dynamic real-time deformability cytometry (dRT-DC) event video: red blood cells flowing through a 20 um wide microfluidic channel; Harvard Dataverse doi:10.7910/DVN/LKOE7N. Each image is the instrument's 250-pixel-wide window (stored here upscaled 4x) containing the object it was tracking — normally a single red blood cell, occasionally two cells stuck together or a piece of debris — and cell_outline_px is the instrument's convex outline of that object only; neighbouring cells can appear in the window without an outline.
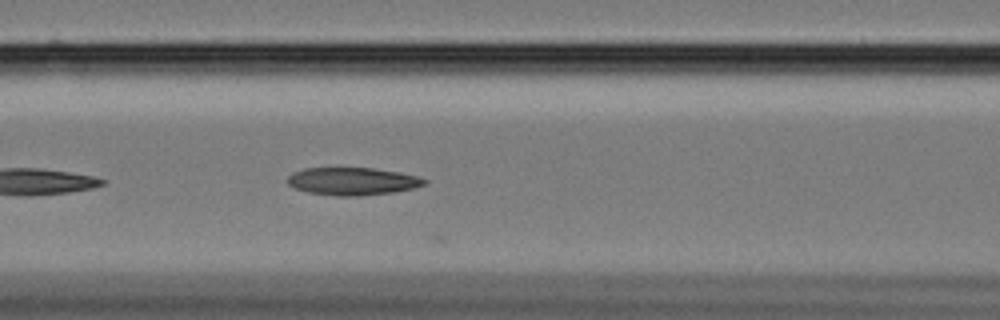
{"species": "Egyptian fruit bat (a non-hibernating species)", "species_latin": "Rousettus aegyptiacus", "temperature_condition": "cold", "stored_images_in_passage": 18, "camera_frame_rate_fps": 3000, "um_per_image_px": 0.085, "animal": {"sex": "female"}, "frame": {"image": 1, "passage_image": 14, "time_ms": 4.333, "image_size_px": [1000, 320], "cell_outline_px": [[428, 180], [424, 184], [412, 188], [396, 192], [360, 196], [336, 196], [308, 192], [296, 188], [288, 184], [288, 176], [292, 172], [304, 168], [372, 168], [400, 172], [416, 176]], "centroid_in_image_um": [29.95, 15.41], "position_along_channel_um": 136.6, "area_um2": 22.02}}